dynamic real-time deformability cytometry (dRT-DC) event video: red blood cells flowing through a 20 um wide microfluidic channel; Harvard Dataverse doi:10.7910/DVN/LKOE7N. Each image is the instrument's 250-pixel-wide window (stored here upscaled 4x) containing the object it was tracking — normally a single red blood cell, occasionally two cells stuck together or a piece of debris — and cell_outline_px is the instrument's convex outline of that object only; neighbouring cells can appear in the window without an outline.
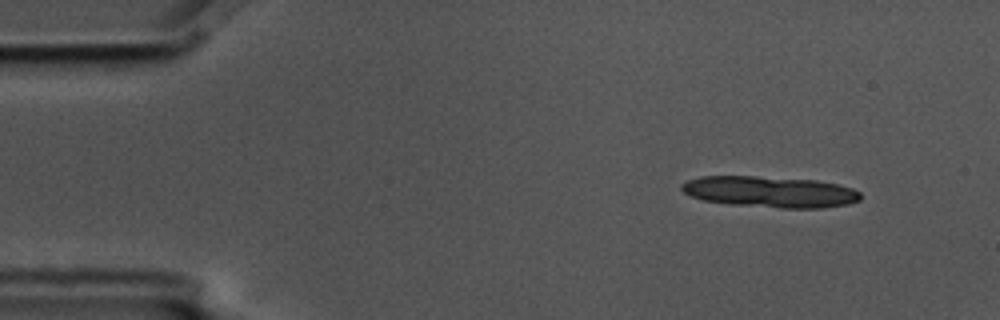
{"species": "common noctule bat (a hibernating species)", "species_latin": "Nyctalus noctula", "temperature_condition": "cold", "stored_images_in_passage": 4, "camera_frame_rate_fps": 3000, "um_per_image_px": 0.085, "animal": {"sex": "male", "body_mass_g": 17.5, "forearm_length_mm": 52.3}, "frame": {"image": 1, "passage_image": 1, "time_ms": 0.0, "image_size_px": [1000, 320], "cell_outline_px": [[860, 200], [848, 204], [820, 208], [780, 208], [732, 204], [704, 200], [692, 196], [684, 192], [680, 188], [680, 184], [688, 180], [700, 176], [756, 176], [816, 180], [840, 184], [852, 188], [860, 192]], "centroid_in_image_um": [65.47, 16.3], "position_along_channel_um": 19.5, "area_um2": 32.48}}